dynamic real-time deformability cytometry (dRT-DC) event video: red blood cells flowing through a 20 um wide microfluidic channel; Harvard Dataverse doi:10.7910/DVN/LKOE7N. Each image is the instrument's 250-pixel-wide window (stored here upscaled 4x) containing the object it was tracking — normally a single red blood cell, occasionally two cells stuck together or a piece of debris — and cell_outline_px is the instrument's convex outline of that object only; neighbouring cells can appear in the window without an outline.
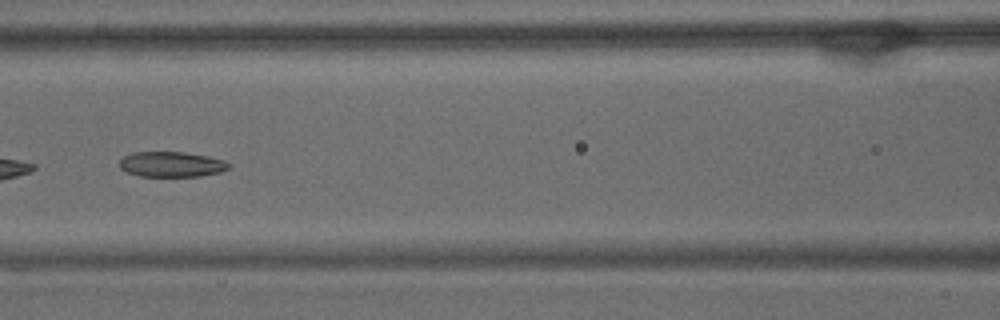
{"species": "common noctule bat (a hibernating species)", "species_latin": "Nyctalus noctula", "temperature_condition": "warm", "stored_images_in_passage": 56, "camera_frame_rate_fps": 3000, "um_per_image_px": 0.085, "animal": {"sex": "male", "body_mass_g": 15.6}, "frame": {"image": 1, "passage_image": 25, "time_ms": 8.0, "image_size_px": [1000, 320], "cell_outline_px": [[232, 168], [220, 172], [200, 176], [140, 176], [128, 172], [120, 168], [120, 160], [124, 156], [132, 152], [184, 152], [208, 156], [224, 160], [232, 164]], "centroid_in_image_um": [14.63, 13.96], "position_along_channel_um": 152.0, "area_um2": 16.18}, "authors_computed_cell_mechanics": {"area_um2": 20.1722, "velocity_mm_per_s": 3.5839, "shape_relaxation_time_tau1_ms": null, "shape_relaxation_time_tau2_ms": 8.2304, "deformation_change_tau1": null, "deformation_change_tau2": 0.1527}}